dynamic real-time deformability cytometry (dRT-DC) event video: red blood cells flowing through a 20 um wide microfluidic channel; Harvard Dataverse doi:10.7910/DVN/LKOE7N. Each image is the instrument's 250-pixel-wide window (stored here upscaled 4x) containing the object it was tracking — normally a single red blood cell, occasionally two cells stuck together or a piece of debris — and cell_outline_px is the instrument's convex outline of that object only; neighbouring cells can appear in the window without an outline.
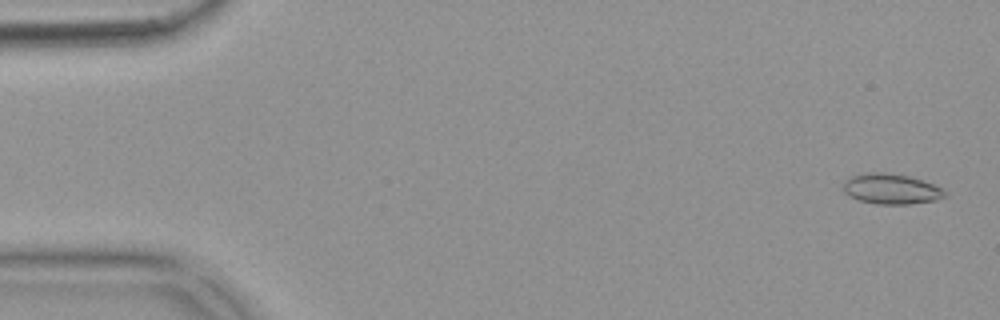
{"species": "common noctule bat (a hibernating species)", "species_latin": "Nyctalus noctula", "temperature_condition": "warm", "stored_images_in_passage": 55, "camera_frame_rate_fps": 3000, "um_per_image_px": 0.085, "animal": {"sex": "female", "body_mass_g": 18.4}, "frame": {"image": 1, "passage_image": 2, "time_ms": 0.333, "image_size_px": [1000, 320], "cell_outline_px": [[948, 196], [936, 200], [912, 204], [876, 204], [860, 200], [848, 196], [844, 192], [844, 180], [852, 176], [868, 172], [884, 172], [908, 176], [944, 188], [948, 192]], "centroid_in_image_um": [75.78, 16.07], "position_along_channel_um": 9.2, "area_um2": 18.09}}
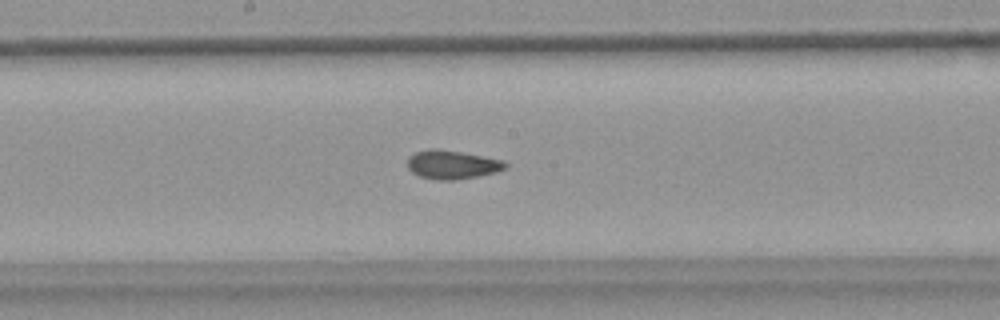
{"frame": {"image": 2, "passage_image": 29, "time_ms": 9.333, "image_size_px": [1000, 320], "cell_outline_px": [[508, 168], [496, 172], [456, 180], [436, 180], [420, 176], [412, 172], [408, 168], [408, 156], [416, 152], [428, 148], [440, 148], [504, 160], [508, 164]], "centroid_in_image_um": [38.44, 13.98], "position_along_channel_um": 209.8, "area_um2": 16.53}}
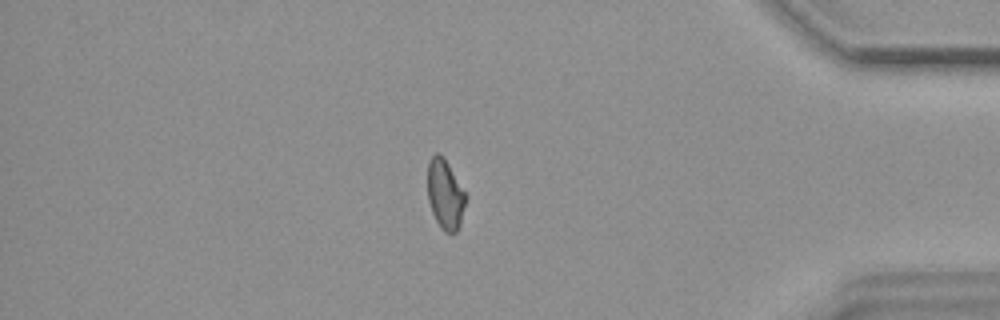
{"frame": {"image": 3, "passage_image": 47, "time_ms": 15.333, "image_size_px": [1000, 320], "cell_outline_px": [[468, 196], [460, 224], [456, 232], [452, 236], [444, 232], [440, 228], [432, 212], [428, 200], [428, 160], [436, 152], [440, 152], [444, 156]], "centroid_in_image_um": [37.86, 16.52], "position_along_channel_um": 397.3, "area_um2": 15.95}, "authors_computed_cell_mechanics": {"area_um2": 16.2996, "velocity_mm_per_s": 3.7002, "shape_relaxation_time_tau1_ms": null, "shape_relaxation_time_tau2_ms": 2.3237, "deformation_change_tau1": null, "deformation_change_tau2": 0.0659}}